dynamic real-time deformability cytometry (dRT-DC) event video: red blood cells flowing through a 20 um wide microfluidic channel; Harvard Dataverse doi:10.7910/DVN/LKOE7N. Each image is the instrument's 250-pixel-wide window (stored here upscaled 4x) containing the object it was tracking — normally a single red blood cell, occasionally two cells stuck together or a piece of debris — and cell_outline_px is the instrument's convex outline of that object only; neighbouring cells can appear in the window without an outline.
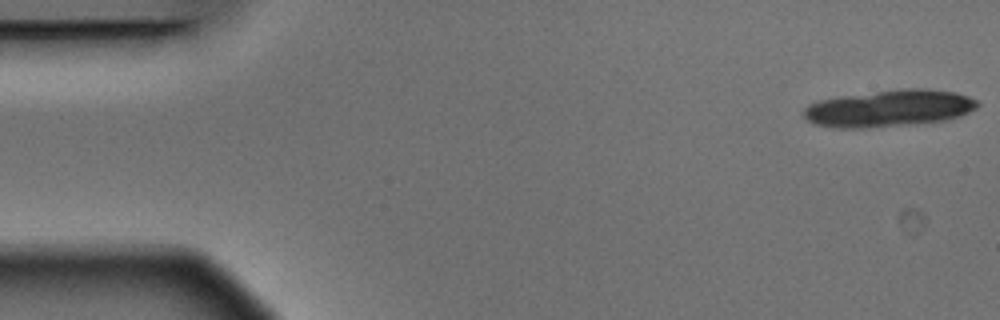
{"species": "Egyptian fruit bat (a non-hibernating species)", "species_latin": "Rousettus aegyptiacus", "temperature_condition": "warm", "stored_images_in_passage": 5, "camera_frame_rate_fps": 3000, "um_per_image_px": 0.085, "animal": {"sex": "male"}, "frame": {"image": 1, "passage_image": 1, "time_ms": 0.0, "image_size_px": [1000, 320], "cell_outline_px": [[980, 104], [976, 108], [960, 116], [948, 120], [864, 128], [832, 128], [812, 124], [804, 116], [804, 108], [808, 104], [816, 100], [840, 96], [900, 88], [928, 88], [956, 92], [968, 96], [976, 100]], "centroid_in_image_um": [75.55, 9.2], "position_along_channel_um": 9.5, "area_um2": 37.63}}